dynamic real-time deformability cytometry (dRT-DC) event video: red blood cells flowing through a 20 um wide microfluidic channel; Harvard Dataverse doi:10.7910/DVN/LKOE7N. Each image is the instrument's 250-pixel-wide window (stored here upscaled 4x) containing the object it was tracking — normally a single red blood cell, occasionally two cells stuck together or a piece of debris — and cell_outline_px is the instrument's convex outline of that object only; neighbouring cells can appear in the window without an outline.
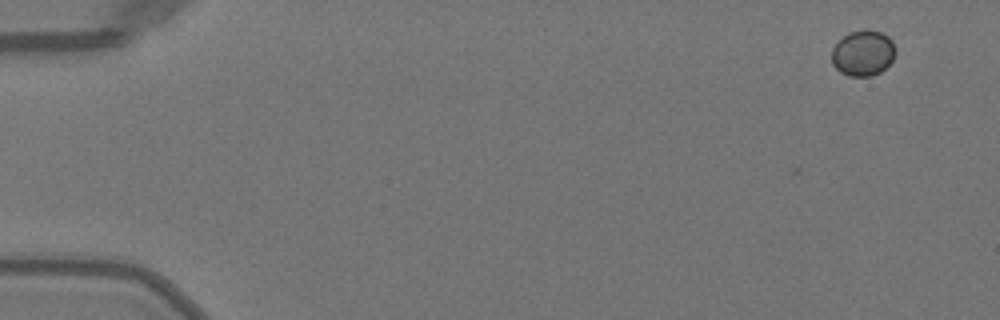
{"species": "Egyptian fruit bat (a non-hibernating species)", "species_latin": "Rousettus aegyptiacus", "temperature_condition": "warm", "stored_images_in_passage": 5, "camera_frame_rate_fps": 3000, "um_per_image_px": 0.085, "animal": {"sex": "female"}, "frame": {"image": 1, "passage_image": 1, "time_ms": 0.0, "image_size_px": [1000, 320], "cell_outline_px": [[896, 52], [892, 60], [880, 72], [872, 76], [848, 76], [840, 72], [832, 64], [832, 48], [848, 32], [880, 32], [888, 36], [892, 40]], "centroid_in_image_um": [73.35, 4.55], "position_along_channel_um": 11.7, "area_um2": 16.59}}